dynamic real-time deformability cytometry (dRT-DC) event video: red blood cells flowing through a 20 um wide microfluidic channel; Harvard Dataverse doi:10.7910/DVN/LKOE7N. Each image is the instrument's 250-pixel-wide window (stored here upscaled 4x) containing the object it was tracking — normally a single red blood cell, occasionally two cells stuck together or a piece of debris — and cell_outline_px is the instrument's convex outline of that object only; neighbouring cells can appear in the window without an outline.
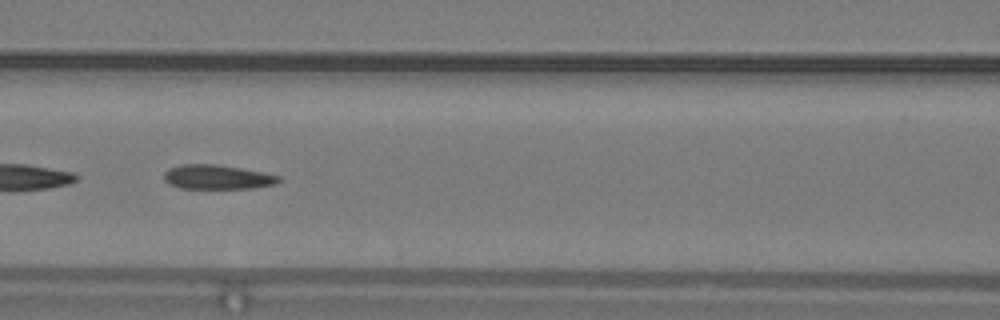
{"species": "common noctule bat (a hibernating species)", "species_latin": "Nyctalus noctula", "temperature_condition": "warm", "stored_images_in_passage": 49, "segment_of_instrument_passage": [2, 2], "camera_frame_rate_fps": 3000, "um_per_image_px": 0.085, "animal": {"sex": "male", "body_mass_g": 19.2, "forearm_length_mm": 51.8}, "frame": {"image": 1, "passage_image": 22, "time_ms": 7.0, "image_size_px": [1000, 320], "cell_outline_px": [[280, 180], [276, 184], [252, 188], [180, 188], [168, 184], [164, 180], [164, 172], [168, 168], [180, 164], [216, 164], [240, 168], [280, 176]], "centroid_in_image_um": [18.41, 15.04], "position_along_channel_um": 148.2, "area_um2": 16.24}}